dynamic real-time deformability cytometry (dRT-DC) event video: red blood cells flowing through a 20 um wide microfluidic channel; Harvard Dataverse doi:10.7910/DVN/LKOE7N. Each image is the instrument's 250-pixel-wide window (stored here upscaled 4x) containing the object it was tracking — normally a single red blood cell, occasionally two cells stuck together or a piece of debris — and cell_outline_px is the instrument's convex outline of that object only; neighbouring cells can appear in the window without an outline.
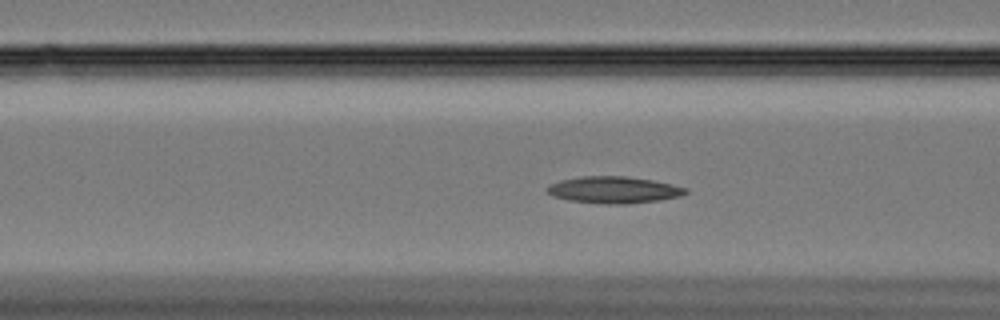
{"species": "Egyptian fruit bat (a non-hibernating species)", "species_latin": "Rousettus aegyptiacus", "temperature_condition": "cold", "stored_images_in_passage": 42, "camera_frame_rate_fps": 3000, "um_per_image_px": 0.085, "animal": {"sex": "female"}, "frame": {"image": 1, "passage_image": 5, "time_ms": 1.333, "image_size_px": [1000, 320], "cell_outline_px": [[688, 192], [680, 196], [660, 200], [628, 204], [600, 204], [568, 200], [552, 196], [544, 188], [552, 184], [564, 180], [580, 176], [624, 176], [652, 180], [672, 184], [688, 188]], "centroid_in_image_um": [52.19, 16.15], "position_along_channel_um": 114.4, "area_um2": 21.62}}
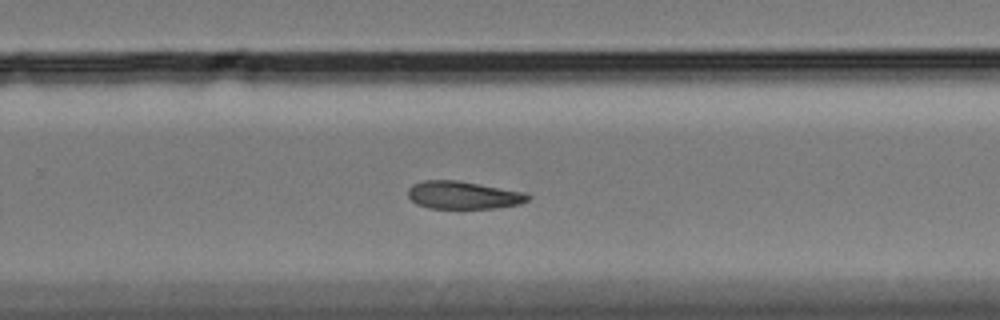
{"frame": {"image": 2, "passage_image": 21, "time_ms": 6.667, "image_size_px": [1000, 320], "cell_outline_px": [[532, 196], [528, 200], [520, 204], [496, 208], [428, 208], [416, 204], [408, 196], [408, 188], [412, 184], [424, 180], [456, 180], [524, 192]], "centroid_in_image_um": [39.36, 16.59], "position_along_channel_um": 290.4, "area_um2": 19.36}}
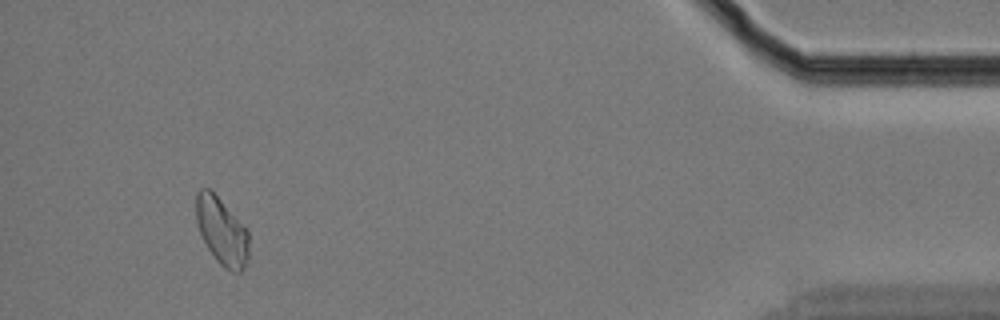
{"frame": {"image": 3, "passage_image": 38, "time_ms": 12.333, "image_size_px": [1000, 320], "cell_outline_px": [[248, 260], [244, 268], [240, 272], [232, 272], [224, 268], [216, 260], [208, 248], [200, 232], [196, 220], [196, 192], [200, 188], [208, 188], [220, 200], [248, 232]], "centroid_in_image_um": [18.84, 19.69], "position_along_channel_um": 416.4, "area_um2": 20.23}}